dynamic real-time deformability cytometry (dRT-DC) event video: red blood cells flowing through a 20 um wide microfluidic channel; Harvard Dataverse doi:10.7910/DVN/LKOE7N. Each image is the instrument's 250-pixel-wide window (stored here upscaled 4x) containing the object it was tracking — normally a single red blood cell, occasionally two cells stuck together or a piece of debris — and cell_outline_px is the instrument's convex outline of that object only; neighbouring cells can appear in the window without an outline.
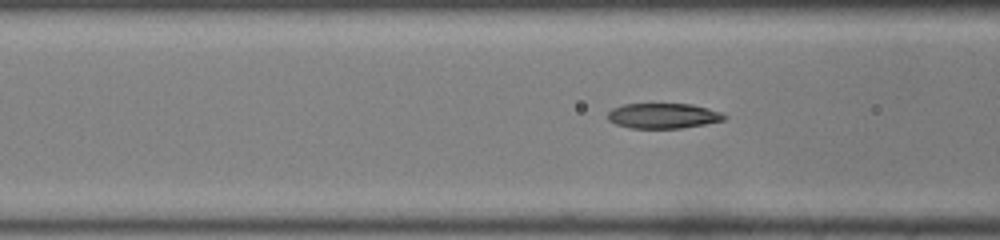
{"species": "common noctule bat (a hibernating species)", "species_latin": "Nyctalus noctula", "temperature_condition": "room temperature", "stored_images_in_passage": 4, "camera_frame_rate_fps": 3000, "um_per_image_px": 0.085, "animal": {"sex": "male", "body_mass_g": 19.0, "forearm_length_mm": 50.8}, "frame": {"image": 1, "passage_image": 4, "time_ms": 1.0, "image_size_px": [1000, 240], "cell_outline_px": [[728, 116], [724, 120], [704, 124], [680, 128], [628, 128], [616, 124], [608, 120], [608, 112], [612, 108], [624, 104], [692, 104], [708, 108], [720, 112]], "centroid_in_image_um": [56.36, 9.84], "position_along_channel_um": 110.2, "area_um2": 17.11}}